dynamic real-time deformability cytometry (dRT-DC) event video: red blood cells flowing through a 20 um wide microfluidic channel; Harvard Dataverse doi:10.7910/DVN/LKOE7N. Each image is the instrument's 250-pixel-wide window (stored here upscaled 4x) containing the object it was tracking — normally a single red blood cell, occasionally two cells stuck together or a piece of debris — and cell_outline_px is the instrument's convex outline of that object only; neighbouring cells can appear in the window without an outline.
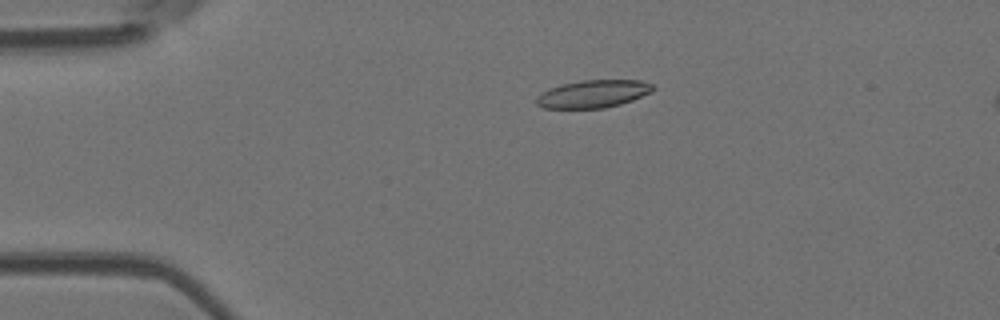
{"species": "Egyptian fruit bat (a non-hibernating species)", "species_latin": "Rousettus aegyptiacus", "temperature_condition": "room temperature", "stored_images_in_passage": 6, "camera_frame_rate_fps": 3000, "um_per_image_px": 0.085, "animal": {"sex": "female"}, "frame": {"image": 1, "passage_image": 4, "time_ms": 3.667, "image_size_px": [1000, 320], "cell_outline_px": [[656, 88], [652, 92], [632, 100], [620, 104], [604, 108], [544, 108], [536, 104], [536, 96], [540, 92], [548, 88], [560, 84], [580, 80], [640, 80], [652, 84]], "centroid_in_image_um": [50.39, 7.97], "position_along_channel_um": 34.6, "area_um2": 19.02}}